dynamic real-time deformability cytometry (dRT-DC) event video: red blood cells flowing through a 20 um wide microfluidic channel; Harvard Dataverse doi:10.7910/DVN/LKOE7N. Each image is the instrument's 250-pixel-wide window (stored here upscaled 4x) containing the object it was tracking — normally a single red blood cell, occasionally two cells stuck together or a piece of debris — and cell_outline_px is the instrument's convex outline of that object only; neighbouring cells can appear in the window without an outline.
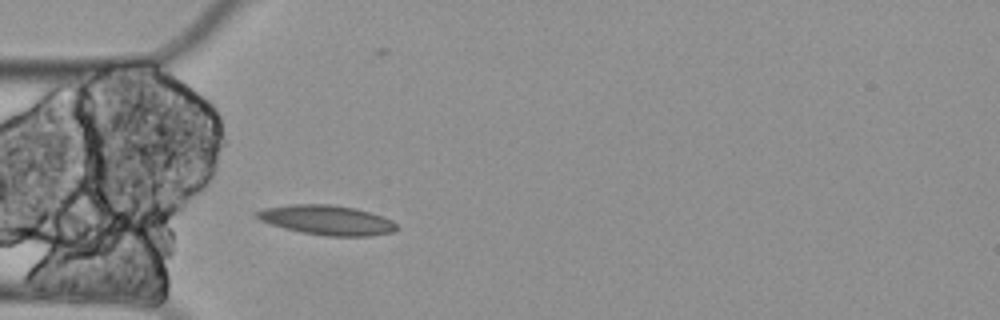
{"species": "Egyptian fruit bat (a non-hibernating species)", "species_latin": "Rousettus aegyptiacus", "temperature_condition": "cold", "stored_images_in_passage": 4, "camera_frame_rate_fps": 3000, "um_per_image_px": 0.085, "animal": {"sex": "female"}, "frame": {"image": 1, "passage_image": 4, "time_ms": 1.0, "image_size_px": [1000, 320], "cell_outline_px": [[396, 228], [392, 232], [372, 236], [324, 236], [300, 232], [284, 228], [260, 220], [252, 216], [256, 212], [264, 208], [292, 204], [332, 204], [356, 208], [392, 220], [396, 224]], "centroid_in_image_um": [27.75, 18.7], "position_along_channel_um": 57.3, "area_um2": 24.16}}